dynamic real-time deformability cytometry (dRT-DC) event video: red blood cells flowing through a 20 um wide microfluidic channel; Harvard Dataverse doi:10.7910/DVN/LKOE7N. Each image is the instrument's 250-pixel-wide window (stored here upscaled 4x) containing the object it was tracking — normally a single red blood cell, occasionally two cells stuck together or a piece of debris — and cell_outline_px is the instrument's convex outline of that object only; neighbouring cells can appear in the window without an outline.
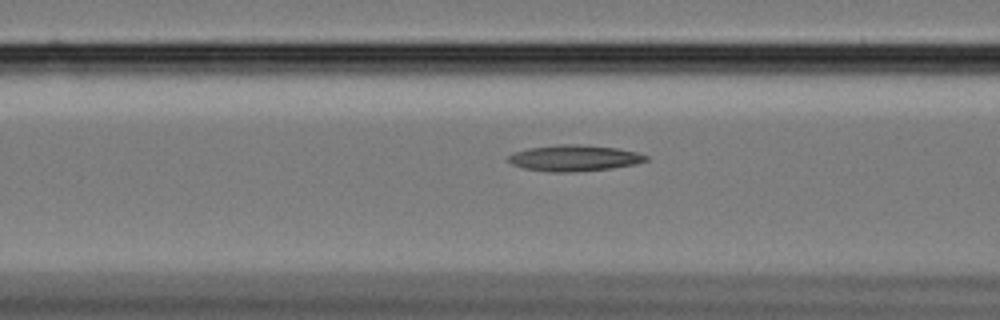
{"species": "Egyptian fruit bat (a non-hibernating species)", "species_latin": "Rousettus aegyptiacus", "temperature_condition": "cold", "stored_images_in_passage": 12, "camera_frame_rate_fps": 3000, "um_per_image_px": 0.085, "animal": {"sex": "female"}, "frame": {"image": 1, "passage_image": 10, "time_ms": 3.0, "image_size_px": [1000, 320], "cell_outline_px": [[648, 160], [636, 164], [612, 168], [576, 172], [548, 172], [524, 168], [512, 164], [508, 160], [508, 156], [512, 152], [528, 148], [556, 144], [576, 144], [616, 148], [636, 152], [648, 156]], "centroid_in_image_um": [48.79, 13.44], "position_along_channel_um": 117.8, "area_um2": 21.04}}